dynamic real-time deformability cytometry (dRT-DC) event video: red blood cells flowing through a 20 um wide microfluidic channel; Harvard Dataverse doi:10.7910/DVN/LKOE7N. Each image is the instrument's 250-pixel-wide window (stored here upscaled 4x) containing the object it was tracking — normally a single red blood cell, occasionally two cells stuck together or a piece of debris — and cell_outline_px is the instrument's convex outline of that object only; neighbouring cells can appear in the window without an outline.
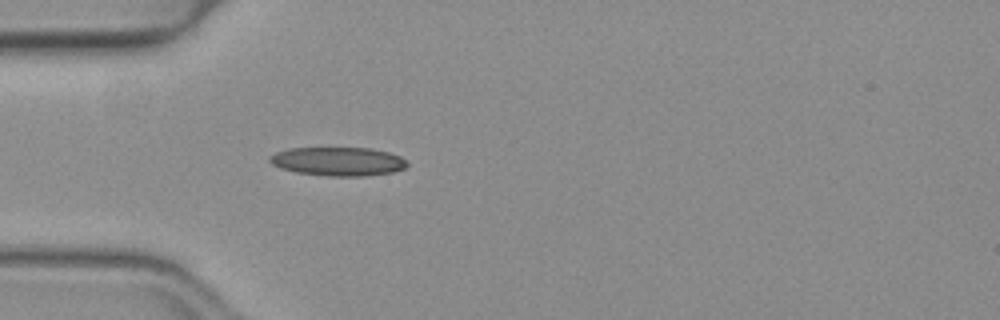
{"species": "common noctule bat (a hibernating species)", "species_latin": "Nyctalus noctula", "temperature_condition": "warm", "stored_images_in_passage": 3, "camera_frame_rate_fps": 3000, "um_per_image_px": 0.085, "animal": {"sex": "female", "body_mass_g": 19.3, "forearm_length_mm": 54.1}, "frame": {"image": 1, "passage_image": 1, "time_ms": 0.0, "image_size_px": [1000, 320], "cell_outline_px": [[408, 164], [404, 168], [392, 172], [364, 176], [328, 176], [296, 172], [280, 168], [272, 164], [268, 160], [268, 156], [276, 152], [288, 148], [372, 148], [388, 152], [400, 156]], "centroid_in_image_um": [28.7, 13.72], "position_along_channel_um": 56.3, "area_um2": 23.0}}